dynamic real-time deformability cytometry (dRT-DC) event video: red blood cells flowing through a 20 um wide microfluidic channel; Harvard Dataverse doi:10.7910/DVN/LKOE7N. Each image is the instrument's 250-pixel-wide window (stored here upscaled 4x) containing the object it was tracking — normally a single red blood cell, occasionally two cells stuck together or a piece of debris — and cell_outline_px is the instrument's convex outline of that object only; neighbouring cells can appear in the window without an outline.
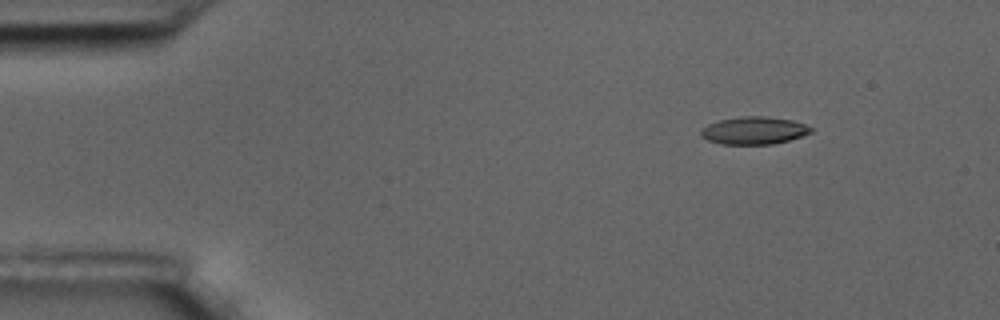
{"species": "common noctule bat (a hibernating species)", "species_latin": "Nyctalus noctula", "temperature_condition": "room temperature", "stored_images_in_passage": 5, "camera_frame_rate_fps": 3000, "um_per_image_px": 0.085, "animal": {"sex": "male", "body_mass_g": 17.5, "forearm_length_mm": 52.3}, "frame": {"image": 1, "passage_image": 3, "time_ms": 0.667, "image_size_px": [1000, 320], "cell_outline_px": [[816, 128], [812, 132], [788, 140], [772, 144], [720, 144], [708, 140], [700, 136], [700, 132], [708, 124], [720, 120], [740, 116], [768, 116], [792, 120]], "centroid_in_image_um": [64.1, 11.09], "position_along_channel_um": 20.9, "area_um2": 17.69}}
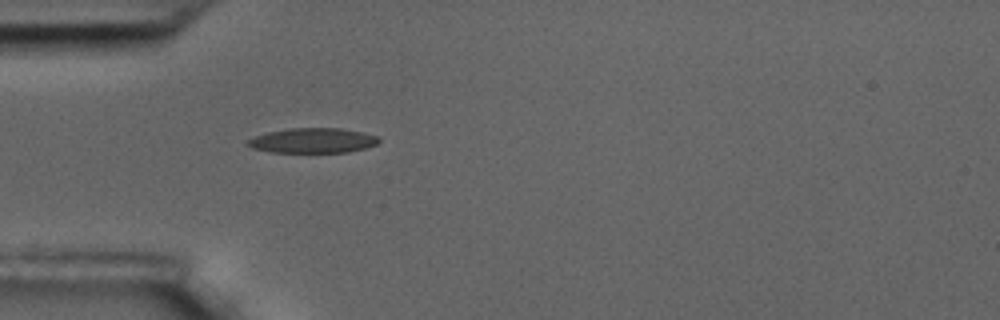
{"frame": {"image": 2, "passage_image": 5, "time_ms": 1.333, "image_size_px": [1000, 320], "cell_outline_px": [[380, 140], [376, 144], [364, 148], [348, 152], [272, 152], [252, 148], [244, 144], [244, 140], [268, 132], [288, 128], [340, 128], [364, 132], [380, 136]], "centroid_in_image_um": [26.57, 11.94], "position_along_channel_um": 58.4, "area_um2": 19.19}}